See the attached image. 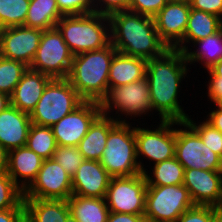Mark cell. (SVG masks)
I'll list each match as a JSON object with an SVG mask.
<instances>
[{
  "instance_id": "1",
  "label": "cell",
  "mask_w": 222,
  "mask_h": 222,
  "mask_svg": "<svg viewBox=\"0 0 222 222\" xmlns=\"http://www.w3.org/2000/svg\"><path fill=\"white\" fill-rule=\"evenodd\" d=\"M190 68H189V67ZM192 67L186 61L184 52L169 48L161 56L149 58L146 66V79L149 84L151 105L159 121H186L189 117L184 110L180 91L182 81ZM188 74V75H187ZM182 104V105H180Z\"/></svg>"
},
{
  "instance_id": "2",
  "label": "cell",
  "mask_w": 222,
  "mask_h": 222,
  "mask_svg": "<svg viewBox=\"0 0 222 222\" xmlns=\"http://www.w3.org/2000/svg\"><path fill=\"white\" fill-rule=\"evenodd\" d=\"M108 18L110 42L117 52L148 60L161 56L169 49L160 39L152 17L124 10Z\"/></svg>"
},
{
  "instance_id": "3",
  "label": "cell",
  "mask_w": 222,
  "mask_h": 222,
  "mask_svg": "<svg viewBox=\"0 0 222 222\" xmlns=\"http://www.w3.org/2000/svg\"><path fill=\"white\" fill-rule=\"evenodd\" d=\"M117 50L107 46L73 56L67 80L84 101L100 103L109 88V70Z\"/></svg>"
},
{
  "instance_id": "4",
  "label": "cell",
  "mask_w": 222,
  "mask_h": 222,
  "mask_svg": "<svg viewBox=\"0 0 222 222\" xmlns=\"http://www.w3.org/2000/svg\"><path fill=\"white\" fill-rule=\"evenodd\" d=\"M56 27L73 55L101 49L110 43L108 16L95 12L63 16Z\"/></svg>"
},
{
  "instance_id": "5",
  "label": "cell",
  "mask_w": 222,
  "mask_h": 222,
  "mask_svg": "<svg viewBox=\"0 0 222 222\" xmlns=\"http://www.w3.org/2000/svg\"><path fill=\"white\" fill-rule=\"evenodd\" d=\"M99 104L101 114L114 118L120 123H133V121L141 123L140 119H144L143 117L146 115L149 117L155 115L151 105L149 84L146 77L126 85L109 87L107 94ZM135 117H138V119L136 120ZM139 117L142 118L139 119ZM127 118L129 121H127Z\"/></svg>"
},
{
  "instance_id": "6",
  "label": "cell",
  "mask_w": 222,
  "mask_h": 222,
  "mask_svg": "<svg viewBox=\"0 0 222 222\" xmlns=\"http://www.w3.org/2000/svg\"><path fill=\"white\" fill-rule=\"evenodd\" d=\"M135 125V122H117L109 130L100 163L111 177H129L142 173L137 159Z\"/></svg>"
},
{
  "instance_id": "7",
  "label": "cell",
  "mask_w": 222,
  "mask_h": 222,
  "mask_svg": "<svg viewBox=\"0 0 222 222\" xmlns=\"http://www.w3.org/2000/svg\"><path fill=\"white\" fill-rule=\"evenodd\" d=\"M146 124L140 123V127L138 124L135 127L137 159L142 173L148 170L149 164L152 166L175 156L177 121L161 120L150 128ZM144 158L149 161L148 165H144Z\"/></svg>"
},
{
  "instance_id": "8",
  "label": "cell",
  "mask_w": 222,
  "mask_h": 222,
  "mask_svg": "<svg viewBox=\"0 0 222 222\" xmlns=\"http://www.w3.org/2000/svg\"><path fill=\"white\" fill-rule=\"evenodd\" d=\"M83 102L67 79H52L30 114L31 122L51 127Z\"/></svg>"
},
{
  "instance_id": "9",
  "label": "cell",
  "mask_w": 222,
  "mask_h": 222,
  "mask_svg": "<svg viewBox=\"0 0 222 222\" xmlns=\"http://www.w3.org/2000/svg\"><path fill=\"white\" fill-rule=\"evenodd\" d=\"M188 189L182 185L147 186L144 218L154 222H176L193 208Z\"/></svg>"
},
{
  "instance_id": "10",
  "label": "cell",
  "mask_w": 222,
  "mask_h": 222,
  "mask_svg": "<svg viewBox=\"0 0 222 222\" xmlns=\"http://www.w3.org/2000/svg\"><path fill=\"white\" fill-rule=\"evenodd\" d=\"M73 56L57 27L43 30L39 47L29 68L52 79H66Z\"/></svg>"
},
{
  "instance_id": "11",
  "label": "cell",
  "mask_w": 222,
  "mask_h": 222,
  "mask_svg": "<svg viewBox=\"0 0 222 222\" xmlns=\"http://www.w3.org/2000/svg\"><path fill=\"white\" fill-rule=\"evenodd\" d=\"M175 157L184 170L222 171V159L203 143L186 121H177Z\"/></svg>"
},
{
  "instance_id": "12",
  "label": "cell",
  "mask_w": 222,
  "mask_h": 222,
  "mask_svg": "<svg viewBox=\"0 0 222 222\" xmlns=\"http://www.w3.org/2000/svg\"><path fill=\"white\" fill-rule=\"evenodd\" d=\"M147 181L143 173L111 177L105 195L110 212L144 216Z\"/></svg>"
},
{
  "instance_id": "13",
  "label": "cell",
  "mask_w": 222,
  "mask_h": 222,
  "mask_svg": "<svg viewBox=\"0 0 222 222\" xmlns=\"http://www.w3.org/2000/svg\"><path fill=\"white\" fill-rule=\"evenodd\" d=\"M72 195V178L54 159H45L37 177L23 192V198L68 200Z\"/></svg>"
},
{
  "instance_id": "14",
  "label": "cell",
  "mask_w": 222,
  "mask_h": 222,
  "mask_svg": "<svg viewBox=\"0 0 222 222\" xmlns=\"http://www.w3.org/2000/svg\"><path fill=\"white\" fill-rule=\"evenodd\" d=\"M100 114L98 102L84 101L74 111L51 126L57 145L78 146L90 125Z\"/></svg>"
},
{
  "instance_id": "15",
  "label": "cell",
  "mask_w": 222,
  "mask_h": 222,
  "mask_svg": "<svg viewBox=\"0 0 222 222\" xmlns=\"http://www.w3.org/2000/svg\"><path fill=\"white\" fill-rule=\"evenodd\" d=\"M43 30L21 26L0 29V56L31 65Z\"/></svg>"
},
{
  "instance_id": "16",
  "label": "cell",
  "mask_w": 222,
  "mask_h": 222,
  "mask_svg": "<svg viewBox=\"0 0 222 222\" xmlns=\"http://www.w3.org/2000/svg\"><path fill=\"white\" fill-rule=\"evenodd\" d=\"M189 0H170L154 17L160 39L175 48L184 38L190 14Z\"/></svg>"
},
{
  "instance_id": "17",
  "label": "cell",
  "mask_w": 222,
  "mask_h": 222,
  "mask_svg": "<svg viewBox=\"0 0 222 222\" xmlns=\"http://www.w3.org/2000/svg\"><path fill=\"white\" fill-rule=\"evenodd\" d=\"M183 185L195 205L222 207V171L184 170Z\"/></svg>"
},
{
  "instance_id": "18",
  "label": "cell",
  "mask_w": 222,
  "mask_h": 222,
  "mask_svg": "<svg viewBox=\"0 0 222 222\" xmlns=\"http://www.w3.org/2000/svg\"><path fill=\"white\" fill-rule=\"evenodd\" d=\"M110 179L100 161L84 160L72 177V195L105 198Z\"/></svg>"
},
{
  "instance_id": "19",
  "label": "cell",
  "mask_w": 222,
  "mask_h": 222,
  "mask_svg": "<svg viewBox=\"0 0 222 222\" xmlns=\"http://www.w3.org/2000/svg\"><path fill=\"white\" fill-rule=\"evenodd\" d=\"M31 125L30 114L9 105L0 113V144L8 152L26 146Z\"/></svg>"
},
{
  "instance_id": "20",
  "label": "cell",
  "mask_w": 222,
  "mask_h": 222,
  "mask_svg": "<svg viewBox=\"0 0 222 222\" xmlns=\"http://www.w3.org/2000/svg\"><path fill=\"white\" fill-rule=\"evenodd\" d=\"M43 160L27 146L10 150L8 152L7 174L24 192L37 177Z\"/></svg>"
},
{
  "instance_id": "21",
  "label": "cell",
  "mask_w": 222,
  "mask_h": 222,
  "mask_svg": "<svg viewBox=\"0 0 222 222\" xmlns=\"http://www.w3.org/2000/svg\"><path fill=\"white\" fill-rule=\"evenodd\" d=\"M51 80V77L28 68L10 95V105L31 114Z\"/></svg>"
},
{
  "instance_id": "22",
  "label": "cell",
  "mask_w": 222,
  "mask_h": 222,
  "mask_svg": "<svg viewBox=\"0 0 222 222\" xmlns=\"http://www.w3.org/2000/svg\"><path fill=\"white\" fill-rule=\"evenodd\" d=\"M23 203L30 222H68L71 219L67 200L23 198Z\"/></svg>"
},
{
  "instance_id": "23",
  "label": "cell",
  "mask_w": 222,
  "mask_h": 222,
  "mask_svg": "<svg viewBox=\"0 0 222 222\" xmlns=\"http://www.w3.org/2000/svg\"><path fill=\"white\" fill-rule=\"evenodd\" d=\"M222 28V19L214 14L190 9L183 40L175 49L185 52L191 43L197 42L218 32Z\"/></svg>"
},
{
  "instance_id": "24",
  "label": "cell",
  "mask_w": 222,
  "mask_h": 222,
  "mask_svg": "<svg viewBox=\"0 0 222 222\" xmlns=\"http://www.w3.org/2000/svg\"><path fill=\"white\" fill-rule=\"evenodd\" d=\"M147 60L116 52L109 70V87L136 82L146 77Z\"/></svg>"
},
{
  "instance_id": "25",
  "label": "cell",
  "mask_w": 222,
  "mask_h": 222,
  "mask_svg": "<svg viewBox=\"0 0 222 222\" xmlns=\"http://www.w3.org/2000/svg\"><path fill=\"white\" fill-rule=\"evenodd\" d=\"M117 123L114 118L100 114L90 125L87 134L78 145L85 160L100 161L107 142L109 130Z\"/></svg>"
},
{
  "instance_id": "26",
  "label": "cell",
  "mask_w": 222,
  "mask_h": 222,
  "mask_svg": "<svg viewBox=\"0 0 222 222\" xmlns=\"http://www.w3.org/2000/svg\"><path fill=\"white\" fill-rule=\"evenodd\" d=\"M191 47L184 52L188 64L195 67L199 63V66H203L200 68L208 70L222 59V28L215 34L194 42Z\"/></svg>"
},
{
  "instance_id": "27",
  "label": "cell",
  "mask_w": 222,
  "mask_h": 222,
  "mask_svg": "<svg viewBox=\"0 0 222 222\" xmlns=\"http://www.w3.org/2000/svg\"><path fill=\"white\" fill-rule=\"evenodd\" d=\"M71 219L76 222H107L109 208L105 198L71 195L67 200Z\"/></svg>"
},
{
  "instance_id": "28",
  "label": "cell",
  "mask_w": 222,
  "mask_h": 222,
  "mask_svg": "<svg viewBox=\"0 0 222 222\" xmlns=\"http://www.w3.org/2000/svg\"><path fill=\"white\" fill-rule=\"evenodd\" d=\"M62 17L56 0H30L24 26L41 30L52 29Z\"/></svg>"
},
{
  "instance_id": "29",
  "label": "cell",
  "mask_w": 222,
  "mask_h": 222,
  "mask_svg": "<svg viewBox=\"0 0 222 222\" xmlns=\"http://www.w3.org/2000/svg\"><path fill=\"white\" fill-rule=\"evenodd\" d=\"M148 169L150 171L147 170L143 173L147 186L182 185L184 182V167L175 156L149 166Z\"/></svg>"
},
{
  "instance_id": "30",
  "label": "cell",
  "mask_w": 222,
  "mask_h": 222,
  "mask_svg": "<svg viewBox=\"0 0 222 222\" xmlns=\"http://www.w3.org/2000/svg\"><path fill=\"white\" fill-rule=\"evenodd\" d=\"M26 146L44 160L51 159L57 147L51 127L32 124Z\"/></svg>"
},
{
  "instance_id": "31",
  "label": "cell",
  "mask_w": 222,
  "mask_h": 222,
  "mask_svg": "<svg viewBox=\"0 0 222 222\" xmlns=\"http://www.w3.org/2000/svg\"><path fill=\"white\" fill-rule=\"evenodd\" d=\"M30 0H0V29L24 25Z\"/></svg>"
},
{
  "instance_id": "32",
  "label": "cell",
  "mask_w": 222,
  "mask_h": 222,
  "mask_svg": "<svg viewBox=\"0 0 222 222\" xmlns=\"http://www.w3.org/2000/svg\"><path fill=\"white\" fill-rule=\"evenodd\" d=\"M28 68L21 61L0 56V92L10 96Z\"/></svg>"
},
{
  "instance_id": "33",
  "label": "cell",
  "mask_w": 222,
  "mask_h": 222,
  "mask_svg": "<svg viewBox=\"0 0 222 222\" xmlns=\"http://www.w3.org/2000/svg\"><path fill=\"white\" fill-rule=\"evenodd\" d=\"M190 115L186 122L198 133L203 143L222 159V132L213 127L205 119L192 120Z\"/></svg>"
},
{
  "instance_id": "34",
  "label": "cell",
  "mask_w": 222,
  "mask_h": 222,
  "mask_svg": "<svg viewBox=\"0 0 222 222\" xmlns=\"http://www.w3.org/2000/svg\"><path fill=\"white\" fill-rule=\"evenodd\" d=\"M54 159L67 174L72 178L78 167L85 160L78 149V146H60L57 145L56 150L53 154Z\"/></svg>"
},
{
  "instance_id": "35",
  "label": "cell",
  "mask_w": 222,
  "mask_h": 222,
  "mask_svg": "<svg viewBox=\"0 0 222 222\" xmlns=\"http://www.w3.org/2000/svg\"><path fill=\"white\" fill-rule=\"evenodd\" d=\"M23 200V191L7 172L0 174V211L15 208Z\"/></svg>"
},
{
  "instance_id": "36",
  "label": "cell",
  "mask_w": 222,
  "mask_h": 222,
  "mask_svg": "<svg viewBox=\"0 0 222 222\" xmlns=\"http://www.w3.org/2000/svg\"><path fill=\"white\" fill-rule=\"evenodd\" d=\"M219 213V208L214 206L195 205L185 211L176 222H212V219Z\"/></svg>"
},
{
  "instance_id": "37",
  "label": "cell",
  "mask_w": 222,
  "mask_h": 222,
  "mask_svg": "<svg viewBox=\"0 0 222 222\" xmlns=\"http://www.w3.org/2000/svg\"><path fill=\"white\" fill-rule=\"evenodd\" d=\"M63 16L82 15L94 12L92 0H56Z\"/></svg>"
},
{
  "instance_id": "38",
  "label": "cell",
  "mask_w": 222,
  "mask_h": 222,
  "mask_svg": "<svg viewBox=\"0 0 222 222\" xmlns=\"http://www.w3.org/2000/svg\"><path fill=\"white\" fill-rule=\"evenodd\" d=\"M170 0H130L129 10L154 17Z\"/></svg>"
},
{
  "instance_id": "39",
  "label": "cell",
  "mask_w": 222,
  "mask_h": 222,
  "mask_svg": "<svg viewBox=\"0 0 222 222\" xmlns=\"http://www.w3.org/2000/svg\"><path fill=\"white\" fill-rule=\"evenodd\" d=\"M95 13L110 16L113 13L129 10L130 0H92Z\"/></svg>"
},
{
  "instance_id": "40",
  "label": "cell",
  "mask_w": 222,
  "mask_h": 222,
  "mask_svg": "<svg viewBox=\"0 0 222 222\" xmlns=\"http://www.w3.org/2000/svg\"><path fill=\"white\" fill-rule=\"evenodd\" d=\"M207 80L205 83H207L205 86L206 89V96L207 101H211L208 103H213L214 105H221L222 104V77H207Z\"/></svg>"
},
{
  "instance_id": "41",
  "label": "cell",
  "mask_w": 222,
  "mask_h": 222,
  "mask_svg": "<svg viewBox=\"0 0 222 222\" xmlns=\"http://www.w3.org/2000/svg\"><path fill=\"white\" fill-rule=\"evenodd\" d=\"M192 9L214 14L222 19V0H189Z\"/></svg>"
},
{
  "instance_id": "42",
  "label": "cell",
  "mask_w": 222,
  "mask_h": 222,
  "mask_svg": "<svg viewBox=\"0 0 222 222\" xmlns=\"http://www.w3.org/2000/svg\"><path fill=\"white\" fill-rule=\"evenodd\" d=\"M25 216V207L23 200L12 209L0 211V222H20Z\"/></svg>"
},
{
  "instance_id": "43",
  "label": "cell",
  "mask_w": 222,
  "mask_h": 222,
  "mask_svg": "<svg viewBox=\"0 0 222 222\" xmlns=\"http://www.w3.org/2000/svg\"><path fill=\"white\" fill-rule=\"evenodd\" d=\"M209 111L206 116L203 115V117H206L203 119L222 132V105H215L214 108H211Z\"/></svg>"
},
{
  "instance_id": "44",
  "label": "cell",
  "mask_w": 222,
  "mask_h": 222,
  "mask_svg": "<svg viewBox=\"0 0 222 222\" xmlns=\"http://www.w3.org/2000/svg\"><path fill=\"white\" fill-rule=\"evenodd\" d=\"M107 222H146L144 216L110 212Z\"/></svg>"
},
{
  "instance_id": "45",
  "label": "cell",
  "mask_w": 222,
  "mask_h": 222,
  "mask_svg": "<svg viewBox=\"0 0 222 222\" xmlns=\"http://www.w3.org/2000/svg\"><path fill=\"white\" fill-rule=\"evenodd\" d=\"M8 151L0 144V174L7 172Z\"/></svg>"
},
{
  "instance_id": "46",
  "label": "cell",
  "mask_w": 222,
  "mask_h": 222,
  "mask_svg": "<svg viewBox=\"0 0 222 222\" xmlns=\"http://www.w3.org/2000/svg\"><path fill=\"white\" fill-rule=\"evenodd\" d=\"M206 71L208 77H222V59Z\"/></svg>"
},
{
  "instance_id": "47",
  "label": "cell",
  "mask_w": 222,
  "mask_h": 222,
  "mask_svg": "<svg viewBox=\"0 0 222 222\" xmlns=\"http://www.w3.org/2000/svg\"><path fill=\"white\" fill-rule=\"evenodd\" d=\"M10 105V96L6 93L0 92V113Z\"/></svg>"
},
{
  "instance_id": "48",
  "label": "cell",
  "mask_w": 222,
  "mask_h": 222,
  "mask_svg": "<svg viewBox=\"0 0 222 222\" xmlns=\"http://www.w3.org/2000/svg\"><path fill=\"white\" fill-rule=\"evenodd\" d=\"M212 222H222V214L219 212L213 219Z\"/></svg>"
},
{
  "instance_id": "49",
  "label": "cell",
  "mask_w": 222,
  "mask_h": 222,
  "mask_svg": "<svg viewBox=\"0 0 222 222\" xmlns=\"http://www.w3.org/2000/svg\"><path fill=\"white\" fill-rule=\"evenodd\" d=\"M20 222H30L28 219H27V217L26 216H24L22 219H21V221Z\"/></svg>"
},
{
  "instance_id": "50",
  "label": "cell",
  "mask_w": 222,
  "mask_h": 222,
  "mask_svg": "<svg viewBox=\"0 0 222 222\" xmlns=\"http://www.w3.org/2000/svg\"><path fill=\"white\" fill-rule=\"evenodd\" d=\"M219 212L222 214V207H221V208H219Z\"/></svg>"
}]
</instances>
